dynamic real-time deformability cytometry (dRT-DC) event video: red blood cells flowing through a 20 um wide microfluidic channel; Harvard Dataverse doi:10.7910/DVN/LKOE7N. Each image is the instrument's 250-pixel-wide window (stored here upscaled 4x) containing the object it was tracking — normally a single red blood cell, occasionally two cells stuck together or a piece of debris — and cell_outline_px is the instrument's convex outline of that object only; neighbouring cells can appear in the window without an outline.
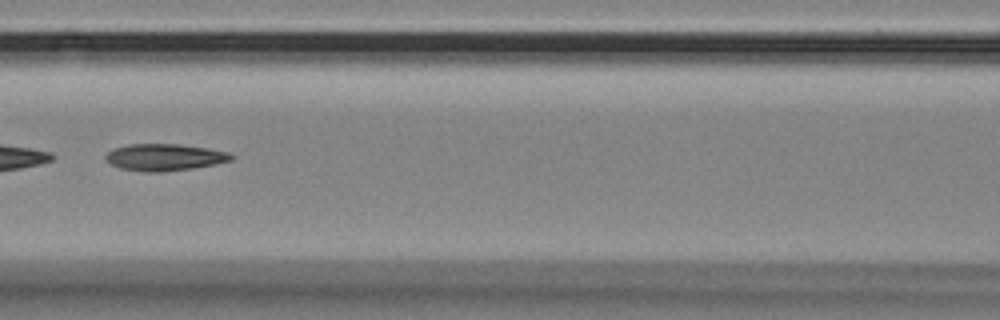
{"species": "Egyptian fruit bat (a non-hibernating species)", "species_latin": "Rousettus aegyptiacus", "temperature_condition": "room temperature", "stored_images_in_passage": 48, "camera_frame_rate_fps": 3000, "um_per_image_px": 0.085, "animal": {"sex": "female"}, "frame": {"image": 1, "passage_image": 18, "time_ms": 5.667, "image_size_px": [1000, 320], "cell_outline_px": [[232, 160], [216, 164], [192, 168], [160, 172], [144, 172], [120, 168], [112, 164], [104, 156], [108, 152], [116, 148], [128, 144], [180, 144], [208, 148], [228, 152], [232, 156]], "centroid_in_image_um": [14.0, 13.36], "position_along_channel_um": 152.6, "area_um2": 19.48}}
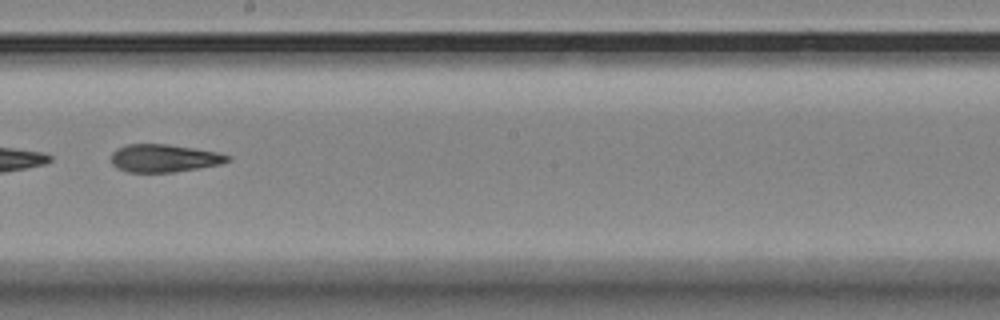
{"frame": {"image": 2, "passage_image": 25, "time_ms": 8.0, "image_size_px": [1000, 320], "cell_outline_px": [[232, 160], [220, 164], [172, 172], [128, 172], [116, 168], [112, 164], [112, 152], [116, 148], [128, 144], [168, 144], [220, 152], [232, 156]], "centroid_in_image_um": [13.96, 13.44], "position_along_channel_um": 234.2, "area_um2": 18.96}}
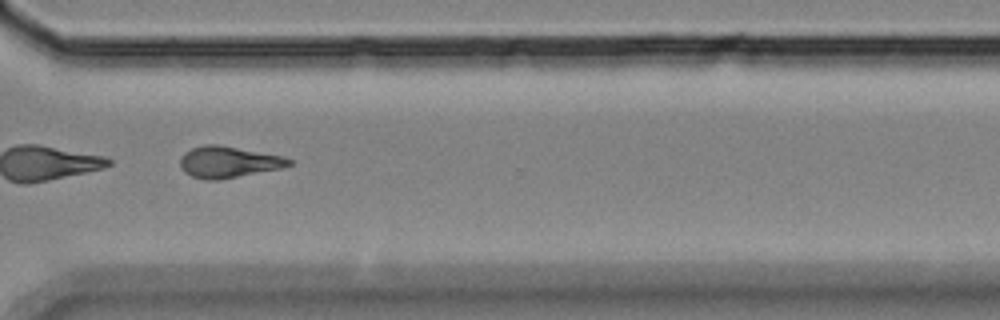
{"frame": {"image": 3, "passage_image": 35, "time_ms": 11.333, "image_size_px": [1000, 320], "cell_outline_px": [[292, 164], [280, 168], [216, 180], [204, 180], [192, 176], [184, 172], [180, 168], [180, 156], [184, 152], [192, 148], [204, 144], [216, 144], [284, 156], [292, 160]], "centroid_in_image_um": [19.36, 13.76], "position_along_channel_um": 351.2, "area_um2": 19.77}, "authors_computed_cell_mechanics": {"area_um2": 20.1722, "velocity_mm_per_s": 3.5038, "shape_relaxation_time_tau1_ms": null, "shape_relaxation_time_tau2_ms": 3.7674, "deformation_change_tau1": null, "deformation_change_tau2": 0.1277}}